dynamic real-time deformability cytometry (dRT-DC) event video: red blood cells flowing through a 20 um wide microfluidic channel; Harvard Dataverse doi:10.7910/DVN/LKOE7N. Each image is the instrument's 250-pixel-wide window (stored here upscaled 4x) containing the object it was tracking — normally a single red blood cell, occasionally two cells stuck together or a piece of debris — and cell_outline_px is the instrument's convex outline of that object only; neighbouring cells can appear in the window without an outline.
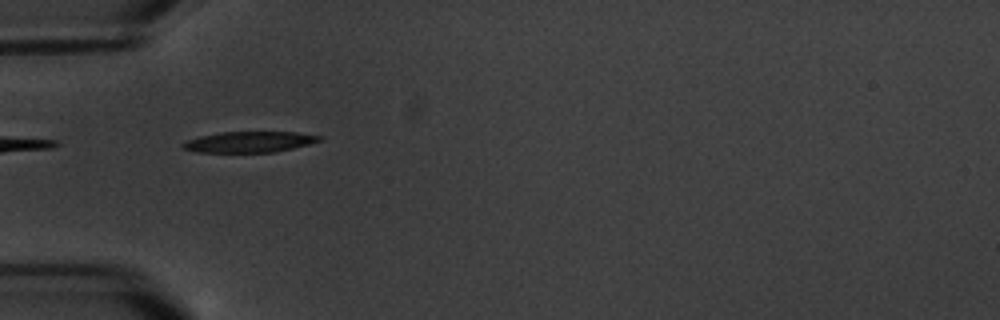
{"species": "common noctule bat (a hibernating species)", "species_latin": "Nyctalus noctula", "temperature_condition": "warm", "stored_images_in_passage": 5, "camera_frame_rate_fps": 3000, "um_per_image_px": 0.085, "animal": {"sex": "male", "body_mass_g": 20.1, "forearm_length_mm": 53.5}, "frame": {"image": 1, "passage_image": 5, "time_ms": 4.667, "image_size_px": [1000, 320], "cell_outline_px": [[324, 136], [320, 140], [308, 144], [276, 152], [196, 152], [184, 148], [180, 144], [188, 140], [200, 136], [220, 132], [296, 132]], "centroid_in_image_um": [21.2, 12.06], "position_along_channel_um": 63.8, "area_um2": 16.47}}